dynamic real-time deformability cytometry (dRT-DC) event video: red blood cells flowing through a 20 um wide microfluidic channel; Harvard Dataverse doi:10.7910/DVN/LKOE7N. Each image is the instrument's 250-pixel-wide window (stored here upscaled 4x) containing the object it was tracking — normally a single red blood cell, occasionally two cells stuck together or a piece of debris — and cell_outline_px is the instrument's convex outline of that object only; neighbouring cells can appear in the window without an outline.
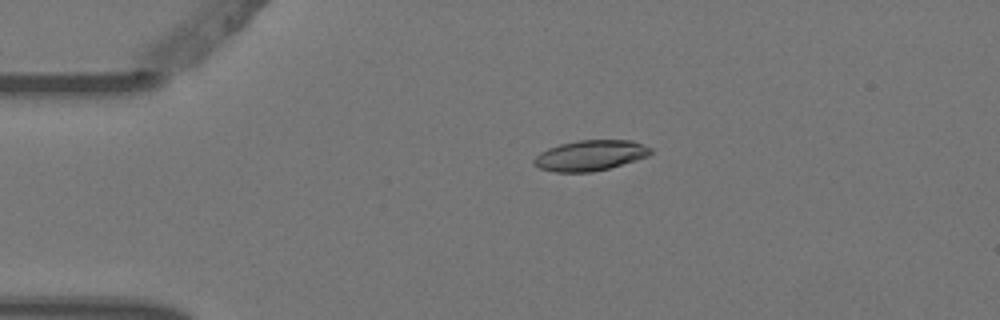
{"species": "Egyptian fruit bat (a non-hibernating species)", "species_latin": "Rousettus aegyptiacus", "temperature_condition": "warm", "stored_images_in_passage": 4, "camera_frame_rate_fps": 3000, "um_per_image_px": 0.085, "animal": {"sex": "female"}, "frame": {"image": 1, "passage_image": 3, "time_ms": 0.667, "image_size_px": [1000, 320], "cell_outline_px": [[652, 152], [648, 156], [636, 160], [608, 168], [592, 172], [556, 172], [540, 168], [532, 164], [532, 160], [540, 152], [548, 148], [560, 144], [580, 140], [632, 140], [652, 148]], "centroid_in_image_um": [50.16, 13.21], "position_along_channel_um": 34.8, "area_um2": 20.69}}